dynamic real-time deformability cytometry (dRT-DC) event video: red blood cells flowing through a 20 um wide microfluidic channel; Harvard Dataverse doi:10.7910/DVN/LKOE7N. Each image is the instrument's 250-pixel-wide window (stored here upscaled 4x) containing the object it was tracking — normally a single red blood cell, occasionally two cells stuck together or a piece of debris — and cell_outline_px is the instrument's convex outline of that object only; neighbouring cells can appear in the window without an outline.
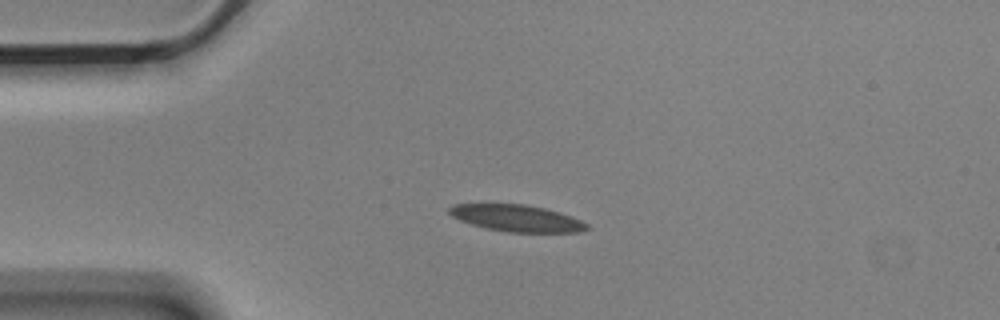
{"species": "Egyptian fruit bat (a non-hibernating species)", "species_latin": "Rousettus aegyptiacus", "temperature_condition": "cold", "stored_images_in_passage": 3, "camera_frame_rate_fps": 3000, "um_per_image_px": 0.085, "animal": {"sex": "male"}, "frame": {"image": 1, "passage_image": 2, "time_ms": 0.333, "image_size_px": [1000, 320], "cell_outline_px": [[588, 228], [580, 232], [508, 232], [484, 228], [460, 220], [452, 216], [448, 212], [448, 208], [456, 204], [524, 204], [544, 208], [580, 220], [588, 224]], "centroid_in_image_um": [43.88, 18.55], "position_along_channel_um": 41.1, "area_um2": 21.1}}